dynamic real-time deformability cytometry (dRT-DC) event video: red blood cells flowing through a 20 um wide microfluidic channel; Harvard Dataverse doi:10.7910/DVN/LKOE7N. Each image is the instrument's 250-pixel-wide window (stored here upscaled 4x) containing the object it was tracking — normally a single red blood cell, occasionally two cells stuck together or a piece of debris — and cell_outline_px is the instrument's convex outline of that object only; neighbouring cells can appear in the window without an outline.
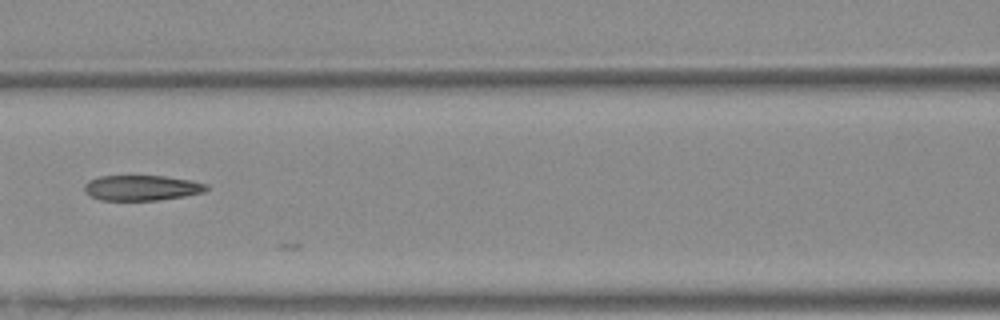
{"species": "Egyptian fruit bat (a non-hibernating species)", "species_latin": "Rousettus aegyptiacus", "temperature_condition": "warm", "stored_images_in_passage": 14, "camera_frame_rate_fps": 3000, "um_per_image_px": 0.085, "animal": {"sex": "female"}, "frame": {"image": 1, "passage_image": 8, "time_ms": 2.333, "image_size_px": [1000, 320], "cell_outline_px": [[208, 188], [204, 192], [184, 196], [156, 200], [100, 200], [84, 192], [84, 184], [88, 180], [100, 176], [164, 176], [192, 180], [208, 184]], "centroid_in_image_um": [12.04, 15.96], "position_along_channel_um": 154.6, "area_um2": 18.03}}
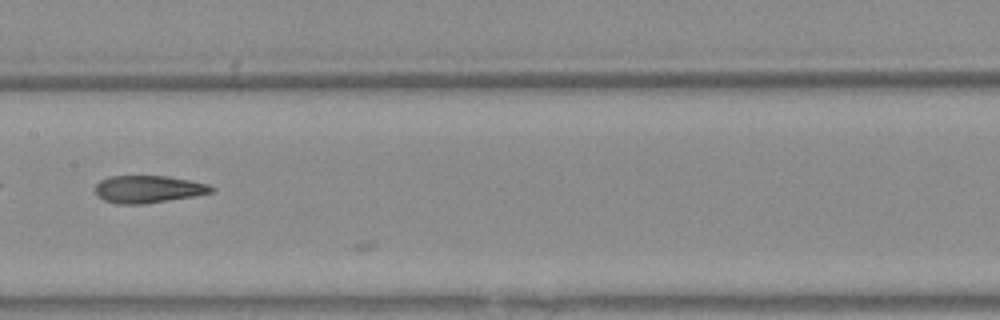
{"frame": {"image": 2, "passage_image": 11, "time_ms": 3.333, "image_size_px": [1000, 320], "cell_outline_px": [[216, 188], [212, 192], [192, 196], [144, 204], [120, 204], [104, 200], [96, 192], [96, 184], [100, 180], [108, 176], [168, 176], [208, 184]], "centroid_in_image_um": [12.6, 16.07], "position_along_channel_um": 194.8, "area_um2": 18.32}}